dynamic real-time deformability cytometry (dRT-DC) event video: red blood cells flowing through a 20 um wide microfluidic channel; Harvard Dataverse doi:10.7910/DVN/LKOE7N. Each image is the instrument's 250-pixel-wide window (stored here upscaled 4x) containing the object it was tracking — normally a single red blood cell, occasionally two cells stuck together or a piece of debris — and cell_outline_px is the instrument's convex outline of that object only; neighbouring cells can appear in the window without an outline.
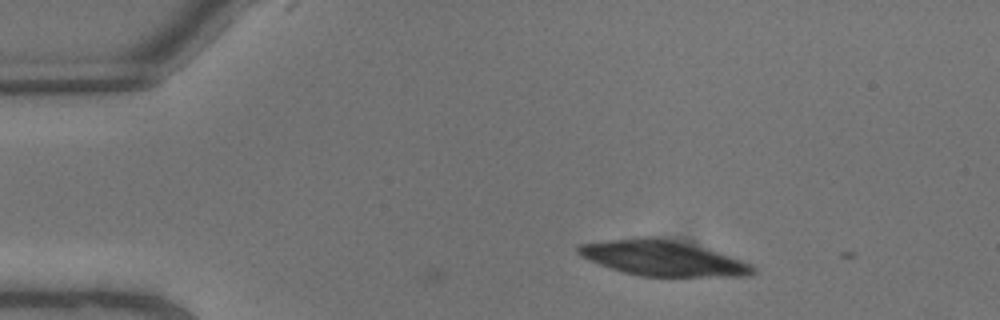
{"species": "common noctule bat (a hibernating species)", "species_latin": "Nyctalus noctula", "temperature_condition": "warm", "stored_images_in_passage": 3, "camera_frame_rate_fps": 3000, "um_per_image_px": 0.085, "animal": {"sex": "male", "body_mass_g": 13.3}, "frame": {"image": 1, "passage_image": 1, "time_ms": 0.0, "image_size_px": [1000, 320], "cell_outline_px": [[756, 272], [752, 276], [672, 280], [640, 276], [624, 272], [600, 264], [580, 256], [576, 252], [576, 248], [580, 244], [636, 236], [652, 236], [676, 240], [692, 244], [752, 264], [756, 268]], "centroid_in_image_um": [56.42, 22.01], "position_along_channel_um": 28.6, "area_um2": 37.4}}